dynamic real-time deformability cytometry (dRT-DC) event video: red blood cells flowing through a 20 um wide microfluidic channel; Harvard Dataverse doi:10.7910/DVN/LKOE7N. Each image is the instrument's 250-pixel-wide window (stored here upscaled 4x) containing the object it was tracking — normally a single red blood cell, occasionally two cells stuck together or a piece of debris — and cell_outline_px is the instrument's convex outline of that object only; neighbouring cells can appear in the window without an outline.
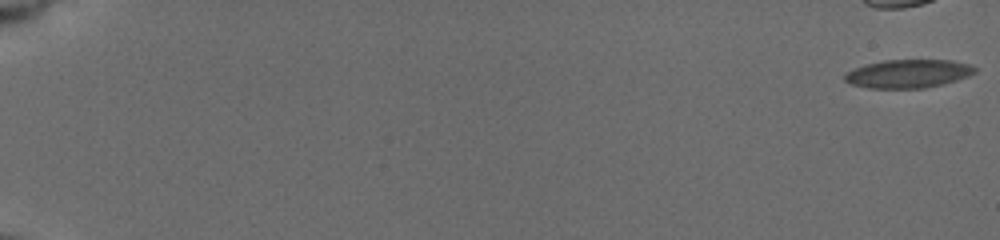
{"species": "common noctule bat (a hibernating species)", "species_latin": "Nyctalus noctula", "temperature_condition": "cold", "stored_images_in_passage": 59, "camera_frame_rate_fps": 3000, "um_per_image_px": 0.085, "animal": {"sex": "female", "body_mass_g": 19.5, "forearm_length_mm": 54.1}, "frame": {"image": 1, "passage_image": 1, "time_ms": 0.0, "image_size_px": [1000, 240], "cell_outline_px": [[976, 72], [968, 76], [956, 80], [940, 84], [920, 88], [868, 88], [852, 84], [844, 80], [844, 76], [848, 72], [864, 64], [884, 60], [952, 60], [968, 64], [976, 68]], "centroid_in_image_um": [77.19, 6.25], "position_along_channel_um": 7.8, "area_um2": 21.27}}
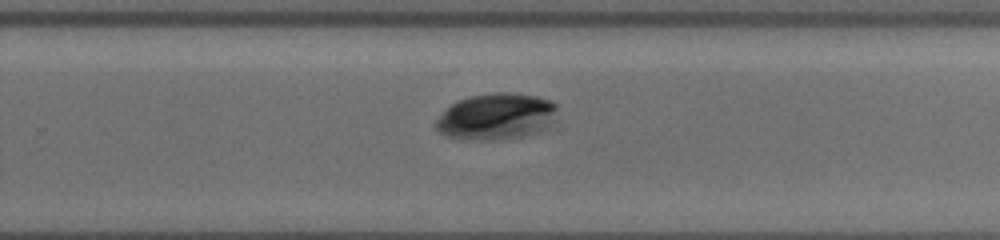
{"frame": {"image": 2, "passage_image": 41, "time_ms": 13.333, "image_size_px": [1000, 240], "cell_outline_px": [[556, 108], [544, 128], [520, 136], [500, 140], [484, 140], [448, 136], [440, 132], [436, 128], [436, 120], [456, 100], [468, 96], [496, 92], [508, 92], [536, 96], [552, 100], [556, 104]], "centroid_in_image_um": [42.13, 9.87], "position_along_channel_um": 287.7, "area_um2": 31.96}}
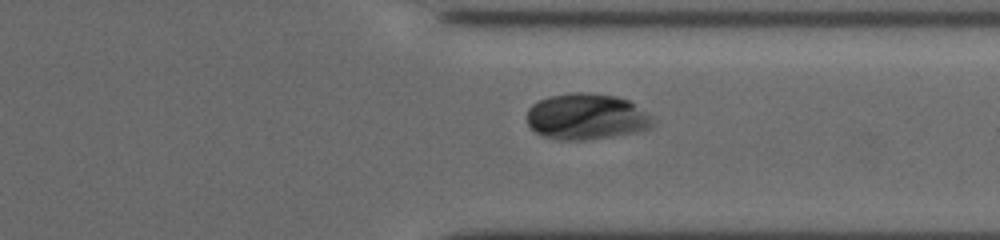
{"frame": {"image": 3, "passage_image": 47, "time_ms": 15.333, "image_size_px": [1000, 240], "cell_outline_px": [[656, 124], [648, 128], [636, 132], [584, 140], [556, 140], [544, 136], [536, 132], [528, 124], [528, 108], [532, 104], [548, 96], [572, 92], [588, 92], [616, 96], [628, 100], [652, 116], [656, 120]], "centroid_in_image_um": [49.86, 9.91], "position_along_channel_um": 361.5, "area_um2": 33.87}}